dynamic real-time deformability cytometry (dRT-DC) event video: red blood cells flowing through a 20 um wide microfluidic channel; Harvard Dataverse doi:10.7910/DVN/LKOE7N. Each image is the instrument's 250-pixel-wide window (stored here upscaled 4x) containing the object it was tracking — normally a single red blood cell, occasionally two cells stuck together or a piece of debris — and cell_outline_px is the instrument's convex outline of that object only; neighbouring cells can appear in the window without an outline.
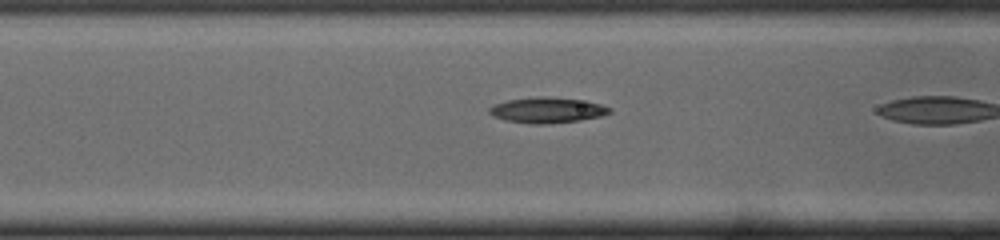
{"species": "common noctule bat (a hibernating species)", "species_latin": "Nyctalus noctula", "temperature_condition": "cold", "stored_images_in_passage": 11, "camera_frame_rate_fps": 3000, "um_per_image_px": 0.085, "animal": {"sex": "male", "body_mass_g": 19.0, "forearm_length_mm": 50.8}, "frame": {"image": 1, "passage_image": 10, "time_ms": 3.0, "image_size_px": [1000, 240], "cell_outline_px": [[612, 112], [600, 116], [580, 120], [544, 124], [532, 124], [504, 120], [488, 112], [488, 108], [496, 104], [508, 100], [536, 96], [544, 96], [576, 100], [600, 104], [612, 108]], "centroid_in_image_um": [46.5, 9.36], "position_along_channel_um": 120.1, "area_um2": 17.63}}